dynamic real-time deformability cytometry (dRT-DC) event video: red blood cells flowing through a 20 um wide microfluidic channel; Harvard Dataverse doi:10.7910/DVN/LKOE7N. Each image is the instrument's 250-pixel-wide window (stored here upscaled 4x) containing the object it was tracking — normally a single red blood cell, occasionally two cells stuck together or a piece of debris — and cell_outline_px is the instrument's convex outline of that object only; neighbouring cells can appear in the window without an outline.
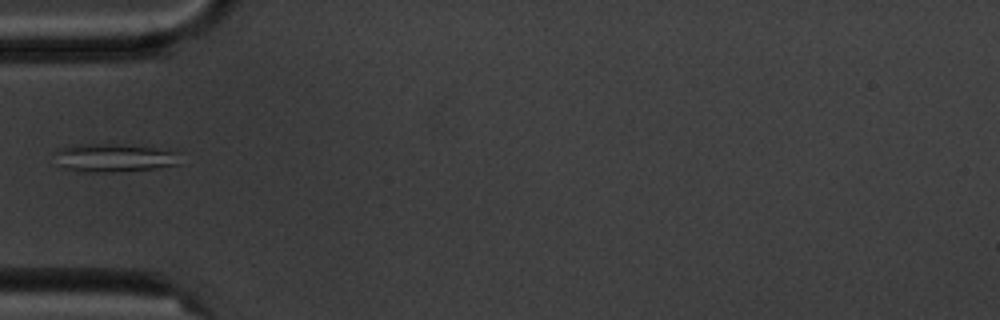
{"species": "common noctule bat (a hibernating species)", "species_latin": "Nyctalus noctula", "temperature_condition": "cold", "stored_images_in_passage": 6, "camera_frame_rate_fps": 3000, "um_per_image_px": 0.085, "animal": {"sex": "male", "body_mass_g": 20.1, "forearm_length_mm": 53.5}, "frame": {"image": 1, "passage_image": 6, "time_ms": 6.667, "image_size_px": [1000, 320], "cell_outline_px": [[180, 152], [176, 164], [156, 168], [112, 172], [84, 172], [68, 168], [60, 164], [56, 152], [56, 148], [76, 144], [112, 144], [152, 148]], "centroid_in_image_um": [9.67, 13.41], "position_along_channel_um": 75.3, "area_um2": 20.11}}